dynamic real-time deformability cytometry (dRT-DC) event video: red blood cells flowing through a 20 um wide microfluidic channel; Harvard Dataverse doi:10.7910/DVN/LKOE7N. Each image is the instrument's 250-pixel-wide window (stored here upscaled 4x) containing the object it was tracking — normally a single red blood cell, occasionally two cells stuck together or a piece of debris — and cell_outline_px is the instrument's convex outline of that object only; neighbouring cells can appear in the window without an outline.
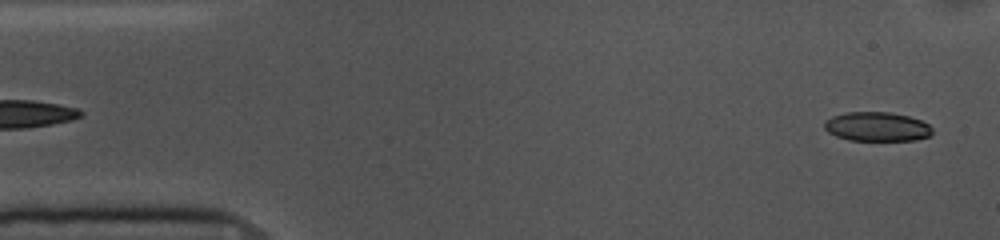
{"species": "common noctule bat (a hibernating species)", "species_latin": "Nyctalus noctula", "temperature_condition": "cold", "stored_images_in_passage": 53, "camera_frame_rate_fps": 3000, "um_per_image_px": 0.085, "animal": {"sex": "female", "body_mass_g": 10.0, "forearm_length_mm": 53.1}, "frame": {"image": 1, "passage_image": 2, "time_ms": 0.333, "image_size_px": [1000, 240], "cell_outline_px": [[932, 136], [916, 140], [848, 140], [836, 136], [828, 132], [824, 128], [824, 120], [832, 116], [844, 112], [888, 112], [908, 116], [920, 120], [928, 124], [932, 128]], "centroid_in_image_um": [74.53, 10.76], "position_along_channel_um": 10.5, "area_um2": 18.5}}
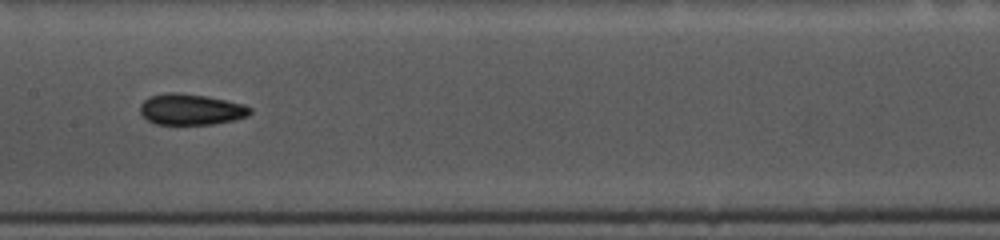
{"frame": {"image": 2, "passage_image": 25, "time_ms": 8.0, "image_size_px": [1000, 240], "cell_outline_px": [[252, 112], [248, 116], [236, 120], [212, 124], [156, 124], [148, 120], [140, 112], [140, 104], [148, 96], [168, 92], [180, 92], [208, 96], [244, 104], [252, 108]], "centroid_in_image_um": [16.25, 9.29], "position_along_channel_um": 191.2, "area_um2": 20.11}}
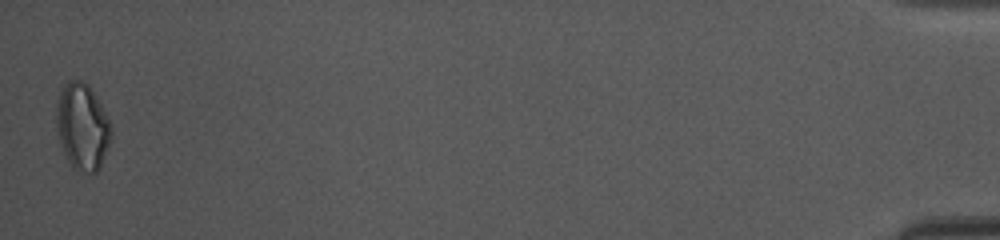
{"frame": {"image": 3, "passage_image": 53, "time_ms": 17.333, "image_size_px": [1000, 240], "cell_outline_px": [[112, 136], [100, 168], [96, 172], [88, 172], [72, 168], [60, 144], [56, 128], [56, 104], [60, 92], [64, 84], [68, 80], [80, 80], [88, 84], [100, 104], [108, 120], [112, 132]], "centroid_in_image_um": [6.98, 10.76], "position_along_channel_um": 428.2, "area_um2": 27.46}, "authors_computed_cell_mechanics": {"area_um2": 19.7676, "velocity_mm_per_s": 3.6174, "shape_relaxation_time_tau1_ms": 5.293, "shape_relaxation_time_tau2_ms": 7.0295, "deformation_change_tau1": 0.1092, "deformation_change_tau2": 0.1359}}